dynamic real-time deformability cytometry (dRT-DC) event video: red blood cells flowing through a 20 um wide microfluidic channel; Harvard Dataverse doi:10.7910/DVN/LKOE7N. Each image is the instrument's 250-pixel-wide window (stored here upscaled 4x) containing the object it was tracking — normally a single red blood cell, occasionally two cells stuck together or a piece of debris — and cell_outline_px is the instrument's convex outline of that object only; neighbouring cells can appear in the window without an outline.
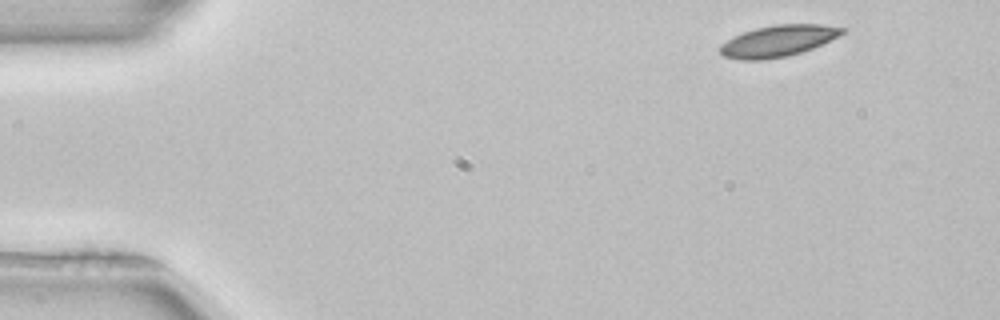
{"species": "common noctule bat (a hibernating species)", "species_latin": "Nyctalus noctula", "temperature_condition": "room temperature", "stored_images_in_passage": 48, "camera_frame_rate_fps": 3000, "um_per_image_px": 0.085, "animal": {"sex": "female", "body_mass_g": 22.7, "forearm_length_mm": 54.2}, "frame": {"image": 1, "passage_image": 1, "time_ms": 0.0, "image_size_px": [1000, 320], "cell_outline_px": [[848, 28], [840, 36], [812, 48], [788, 56], [764, 60], [740, 60], [724, 56], [720, 52], [720, 44], [744, 32], [756, 28], [776, 24], [820, 24]], "centroid_in_image_um": [66.17, 3.48], "position_along_channel_um": 18.8, "area_um2": 22.25}}
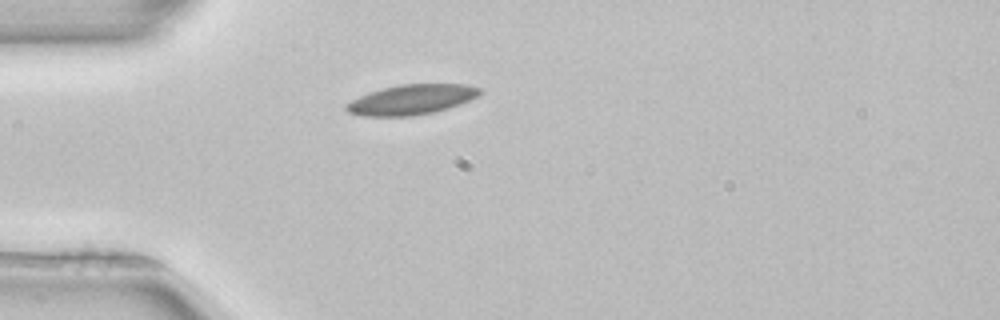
{"frame": {"image": 2, "passage_image": 10, "time_ms": 3.0, "image_size_px": [1000, 320], "cell_outline_px": [[484, 92], [460, 104], [448, 108], [432, 112], [412, 116], [360, 116], [348, 112], [344, 108], [344, 104], [360, 96], [384, 88], [400, 84], [468, 84], [480, 88]], "centroid_in_image_um": [34.97, 8.47], "position_along_channel_um": 50.0, "area_um2": 23.24}}
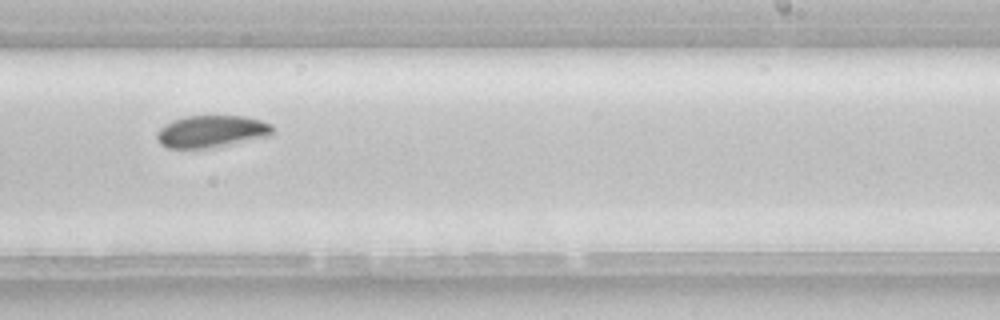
{"frame": {"image": 3, "passage_image": 28, "time_ms": 9.0, "image_size_px": [1000, 320], "cell_outline_px": [[272, 136], [204, 148], [168, 148], [160, 144], [156, 140], [156, 132], [164, 124], [172, 120], [184, 116], [244, 116], [260, 120], [272, 124]], "centroid_in_image_um": [17.94, 11.16], "position_along_channel_um": 271.1, "area_um2": 21.62}, "authors_computed_cell_mechanics": {"area_um2": 22.253, "velocity_mm_per_s": 3.9101, "shape_relaxation_time_tau1_ms": 3.6982, "shape_relaxation_time_tau2_ms": null, "deformation_change_tau1": 0.091, "deformation_change_tau2": null}}